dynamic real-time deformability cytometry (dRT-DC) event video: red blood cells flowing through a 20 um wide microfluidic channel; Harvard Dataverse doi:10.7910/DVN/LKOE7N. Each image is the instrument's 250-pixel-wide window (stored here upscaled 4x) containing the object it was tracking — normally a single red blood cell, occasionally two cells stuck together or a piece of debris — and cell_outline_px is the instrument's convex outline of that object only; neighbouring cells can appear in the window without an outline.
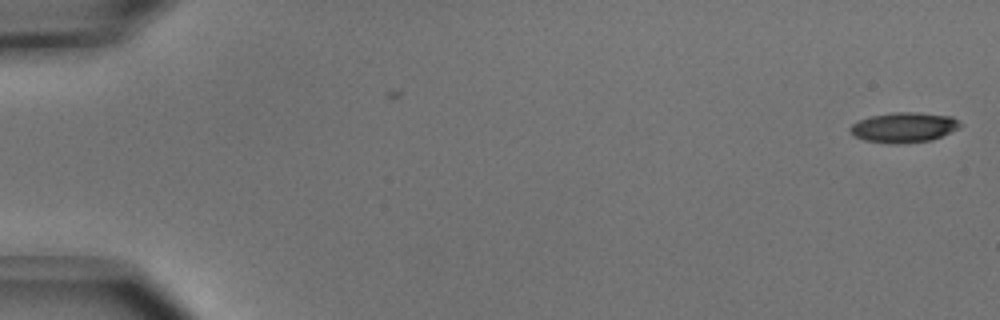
{"species": "common noctule bat (a hibernating species)", "species_latin": "Nyctalus noctula", "temperature_condition": "cold", "stored_images_in_passage": 6, "camera_frame_rate_fps": 3000, "um_per_image_px": 0.085, "animal": {"sex": "male", "body_mass_g": 15.6}, "frame": {"image": 1, "passage_image": 6, "time_ms": 1.667, "image_size_px": [1000, 320], "cell_outline_px": [[960, 128], [932, 140], [896, 144], [892, 144], [864, 140], [856, 136], [848, 128], [852, 124], [860, 120], [872, 116], [892, 112], [916, 112], [952, 116], [960, 124]], "centroid_in_image_um": [76.84, 10.83], "position_along_channel_um": 8.2, "area_um2": 19.13}}